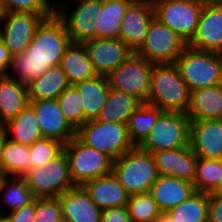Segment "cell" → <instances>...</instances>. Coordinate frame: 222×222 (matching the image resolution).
<instances>
[{
	"mask_svg": "<svg viewBox=\"0 0 222 222\" xmlns=\"http://www.w3.org/2000/svg\"><path fill=\"white\" fill-rule=\"evenodd\" d=\"M71 42L63 20L54 13L38 25L27 49L12 57L7 74L22 85L29 86L35 78L60 64Z\"/></svg>",
	"mask_w": 222,
	"mask_h": 222,
	"instance_id": "obj_1",
	"label": "cell"
},
{
	"mask_svg": "<svg viewBox=\"0 0 222 222\" xmlns=\"http://www.w3.org/2000/svg\"><path fill=\"white\" fill-rule=\"evenodd\" d=\"M191 91L175 63L154 64L147 104L163 112L186 113Z\"/></svg>",
	"mask_w": 222,
	"mask_h": 222,
	"instance_id": "obj_2",
	"label": "cell"
},
{
	"mask_svg": "<svg viewBox=\"0 0 222 222\" xmlns=\"http://www.w3.org/2000/svg\"><path fill=\"white\" fill-rule=\"evenodd\" d=\"M112 173L129 194L150 192L159 176L152 154L137 146L113 161Z\"/></svg>",
	"mask_w": 222,
	"mask_h": 222,
	"instance_id": "obj_3",
	"label": "cell"
},
{
	"mask_svg": "<svg viewBox=\"0 0 222 222\" xmlns=\"http://www.w3.org/2000/svg\"><path fill=\"white\" fill-rule=\"evenodd\" d=\"M175 64L190 91L222 83V53L187 46Z\"/></svg>",
	"mask_w": 222,
	"mask_h": 222,
	"instance_id": "obj_4",
	"label": "cell"
},
{
	"mask_svg": "<svg viewBox=\"0 0 222 222\" xmlns=\"http://www.w3.org/2000/svg\"><path fill=\"white\" fill-rule=\"evenodd\" d=\"M21 177L35 198L59 197L75 187L69 173V162L63 150L45 164L31 167Z\"/></svg>",
	"mask_w": 222,
	"mask_h": 222,
	"instance_id": "obj_5",
	"label": "cell"
},
{
	"mask_svg": "<svg viewBox=\"0 0 222 222\" xmlns=\"http://www.w3.org/2000/svg\"><path fill=\"white\" fill-rule=\"evenodd\" d=\"M190 118L186 113L162 112L147 137L137 146L153 153L190 146Z\"/></svg>",
	"mask_w": 222,
	"mask_h": 222,
	"instance_id": "obj_6",
	"label": "cell"
},
{
	"mask_svg": "<svg viewBox=\"0 0 222 222\" xmlns=\"http://www.w3.org/2000/svg\"><path fill=\"white\" fill-rule=\"evenodd\" d=\"M76 137L85 145L108 155L113 161L134 146L128 137L127 124L86 121L76 130Z\"/></svg>",
	"mask_w": 222,
	"mask_h": 222,
	"instance_id": "obj_7",
	"label": "cell"
},
{
	"mask_svg": "<svg viewBox=\"0 0 222 222\" xmlns=\"http://www.w3.org/2000/svg\"><path fill=\"white\" fill-rule=\"evenodd\" d=\"M69 162L70 177L75 186H82L112 172L113 160L97 149L89 147L76 136L63 145Z\"/></svg>",
	"mask_w": 222,
	"mask_h": 222,
	"instance_id": "obj_8",
	"label": "cell"
},
{
	"mask_svg": "<svg viewBox=\"0 0 222 222\" xmlns=\"http://www.w3.org/2000/svg\"><path fill=\"white\" fill-rule=\"evenodd\" d=\"M153 65L146 58L132 53L107 76L109 87L132 95L147 104Z\"/></svg>",
	"mask_w": 222,
	"mask_h": 222,
	"instance_id": "obj_9",
	"label": "cell"
},
{
	"mask_svg": "<svg viewBox=\"0 0 222 222\" xmlns=\"http://www.w3.org/2000/svg\"><path fill=\"white\" fill-rule=\"evenodd\" d=\"M188 46L176 32L154 17L142 49L137 53L153 64L175 63Z\"/></svg>",
	"mask_w": 222,
	"mask_h": 222,
	"instance_id": "obj_10",
	"label": "cell"
},
{
	"mask_svg": "<svg viewBox=\"0 0 222 222\" xmlns=\"http://www.w3.org/2000/svg\"><path fill=\"white\" fill-rule=\"evenodd\" d=\"M155 17L188 44L195 36L203 7L192 0H159L153 3Z\"/></svg>",
	"mask_w": 222,
	"mask_h": 222,
	"instance_id": "obj_11",
	"label": "cell"
},
{
	"mask_svg": "<svg viewBox=\"0 0 222 222\" xmlns=\"http://www.w3.org/2000/svg\"><path fill=\"white\" fill-rule=\"evenodd\" d=\"M72 2L74 4L77 2L72 10L68 6L70 3L65 1L55 7V13L63 20L71 41L84 43L95 39V20L103 0H72Z\"/></svg>",
	"mask_w": 222,
	"mask_h": 222,
	"instance_id": "obj_12",
	"label": "cell"
},
{
	"mask_svg": "<svg viewBox=\"0 0 222 222\" xmlns=\"http://www.w3.org/2000/svg\"><path fill=\"white\" fill-rule=\"evenodd\" d=\"M43 19L35 13H3L0 18V37L12 57L27 49Z\"/></svg>",
	"mask_w": 222,
	"mask_h": 222,
	"instance_id": "obj_13",
	"label": "cell"
},
{
	"mask_svg": "<svg viewBox=\"0 0 222 222\" xmlns=\"http://www.w3.org/2000/svg\"><path fill=\"white\" fill-rule=\"evenodd\" d=\"M154 17V7L151 2L134 0L128 6L120 24L118 38L127 44L132 53H138L142 49L148 26Z\"/></svg>",
	"mask_w": 222,
	"mask_h": 222,
	"instance_id": "obj_14",
	"label": "cell"
},
{
	"mask_svg": "<svg viewBox=\"0 0 222 222\" xmlns=\"http://www.w3.org/2000/svg\"><path fill=\"white\" fill-rule=\"evenodd\" d=\"M83 44L97 75L108 76L132 54L119 38H95Z\"/></svg>",
	"mask_w": 222,
	"mask_h": 222,
	"instance_id": "obj_15",
	"label": "cell"
},
{
	"mask_svg": "<svg viewBox=\"0 0 222 222\" xmlns=\"http://www.w3.org/2000/svg\"><path fill=\"white\" fill-rule=\"evenodd\" d=\"M29 105L36 113L43 137L66 144L76 136V129L65 118L57 99L29 101Z\"/></svg>",
	"mask_w": 222,
	"mask_h": 222,
	"instance_id": "obj_16",
	"label": "cell"
},
{
	"mask_svg": "<svg viewBox=\"0 0 222 222\" xmlns=\"http://www.w3.org/2000/svg\"><path fill=\"white\" fill-rule=\"evenodd\" d=\"M190 147L199 158L222 159V119L191 121Z\"/></svg>",
	"mask_w": 222,
	"mask_h": 222,
	"instance_id": "obj_17",
	"label": "cell"
},
{
	"mask_svg": "<svg viewBox=\"0 0 222 222\" xmlns=\"http://www.w3.org/2000/svg\"><path fill=\"white\" fill-rule=\"evenodd\" d=\"M159 175L176 177L193 183L198 157L191 147L153 152Z\"/></svg>",
	"mask_w": 222,
	"mask_h": 222,
	"instance_id": "obj_18",
	"label": "cell"
},
{
	"mask_svg": "<svg viewBox=\"0 0 222 222\" xmlns=\"http://www.w3.org/2000/svg\"><path fill=\"white\" fill-rule=\"evenodd\" d=\"M188 46L197 50L222 53V5L202 8L196 34Z\"/></svg>",
	"mask_w": 222,
	"mask_h": 222,
	"instance_id": "obj_19",
	"label": "cell"
},
{
	"mask_svg": "<svg viewBox=\"0 0 222 222\" xmlns=\"http://www.w3.org/2000/svg\"><path fill=\"white\" fill-rule=\"evenodd\" d=\"M58 198L64 222H100L102 210L82 186H75Z\"/></svg>",
	"mask_w": 222,
	"mask_h": 222,
	"instance_id": "obj_20",
	"label": "cell"
},
{
	"mask_svg": "<svg viewBox=\"0 0 222 222\" xmlns=\"http://www.w3.org/2000/svg\"><path fill=\"white\" fill-rule=\"evenodd\" d=\"M82 187L101 210L126 206L130 195L112 172L87 181Z\"/></svg>",
	"mask_w": 222,
	"mask_h": 222,
	"instance_id": "obj_21",
	"label": "cell"
},
{
	"mask_svg": "<svg viewBox=\"0 0 222 222\" xmlns=\"http://www.w3.org/2000/svg\"><path fill=\"white\" fill-rule=\"evenodd\" d=\"M150 193L163 214L196 193L194 184L176 177L159 175Z\"/></svg>",
	"mask_w": 222,
	"mask_h": 222,
	"instance_id": "obj_22",
	"label": "cell"
},
{
	"mask_svg": "<svg viewBox=\"0 0 222 222\" xmlns=\"http://www.w3.org/2000/svg\"><path fill=\"white\" fill-rule=\"evenodd\" d=\"M186 115L190 121L222 119V83L191 91Z\"/></svg>",
	"mask_w": 222,
	"mask_h": 222,
	"instance_id": "obj_23",
	"label": "cell"
},
{
	"mask_svg": "<svg viewBox=\"0 0 222 222\" xmlns=\"http://www.w3.org/2000/svg\"><path fill=\"white\" fill-rule=\"evenodd\" d=\"M81 96L84 110V123L97 119L104 107L110 90L107 76L97 75L94 78L77 82L73 85Z\"/></svg>",
	"mask_w": 222,
	"mask_h": 222,
	"instance_id": "obj_24",
	"label": "cell"
},
{
	"mask_svg": "<svg viewBox=\"0 0 222 222\" xmlns=\"http://www.w3.org/2000/svg\"><path fill=\"white\" fill-rule=\"evenodd\" d=\"M29 104L27 86L7 73L0 74V112L2 130L5 122L17 116Z\"/></svg>",
	"mask_w": 222,
	"mask_h": 222,
	"instance_id": "obj_25",
	"label": "cell"
},
{
	"mask_svg": "<svg viewBox=\"0 0 222 222\" xmlns=\"http://www.w3.org/2000/svg\"><path fill=\"white\" fill-rule=\"evenodd\" d=\"M3 131L7 139L26 146L43 137L36 113L29 104L16 117L5 122Z\"/></svg>",
	"mask_w": 222,
	"mask_h": 222,
	"instance_id": "obj_26",
	"label": "cell"
},
{
	"mask_svg": "<svg viewBox=\"0 0 222 222\" xmlns=\"http://www.w3.org/2000/svg\"><path fill=\"white\" fill-rule=\"evenodd\" d=\"M59 66L71 85L97 76L83 43L71 42L61 58Z\"/></svg>",
	"mask_w": 222,
	"mask_h": 222,
	"instance_id": "obj_27",
	"label": "cell"
},
{
	"mask_svg": "<svg viewBox=\"0 0 222 222\" xmlns=\"http://www.w3.org/2000/svg\"><path fill=\"white\" fill-rule=\"evenodd\" d=\"M143 103L125 92L110 88L104 107L97 120L111 123L127 124L129 117Z\"/></svg>",
	"mask_w": 222,
	"mask_h": 222,
	"instance_id": "obj_28",
	"label": "cell"
},
{
	"mask_svg": "<svg viewBox=\"0 0 222 222\" xmlns=\"http://www.w3.org/2000/svg\"><path fill=\"white\" fill-rule=\"evenodd\" d=\"M70 85L61 67L53 66L27 86L29 101L57 99Z\"/></svg>",
	"mask_w": 222,
	"mask_h": 222,
	"instance_id": "obj_29",
	"label": "cell"
},
{
	"mask_svg": "<svg viewBox=\"0 0 222 222\" xmlns=\"http://www.w3.org/2000/svg\"><path fill=\"white\" fill-rule=\"evenodd\" d=\"M134 0H103L96 16L95 38H118L121 21Z\"/></svg>",
	"mask_w": 222,
	"mask_h": 222,
	"instance_id": "obj_30",
	"label": "cell"
},
{
	"mask_svg": "<svg viewBox=\"0 0 222 222\" xmlns=\"http://www.w3.org/2000/svg\"><path fill=\"white\" fill-rule=\"evenodd\" d=\"M34 199L35 197L32 191L26 185V182L22 177L6 176L0 180L1 215L17 210L32 202ZM5 209L6 211H4Z\"/></svg>",
	"mask_w": 222,
	"mask_h": 222,
	"instance_id": "obj_31",
	"label": "cell"
},
{
	"mask_svg": "<svg viewBox=\"0 0 222 222\" xmlns=\"http://www.w3.org/2000/svg\"><path fill=\"white\" fill-rule=\"evenodd\" d=\"M165 215L172 222H208V193H194Z\"/></svg>",
	"mask_w": 222,
	"mask_h": 222,
	"instance_id": "obj_32",
	"label": "cell"
},
{
	"mask_svg": "<svg viewBox=\"0 0 222 222\" xmlns=\"http://www.w3.org/2000/svg\"><path fill=\"white\" fill-rule=\"evenodd\" d=\"M163 111L149 104H142L129 117L128 137L133 146H138L148 135L156 119Z\"/></svg>",
	"mask_w": 222,
	"mask_h": 222,
	"instance_id": "obj_33",
	"label": "cell"
},
{
	"mask_svg": "<svg viewBox=\"0 0 222 222\" xmlns=\"http://www.w3.org/2000/svg\"><path fill=\"white\" fill-rule=\"evenodd\" d=\"M2 155L6 176L21 177L31 168L29 146L6 139Z\"/></svg>",
	"mask_w": 222,
	"mask_h": 222,
	"instance_id": "obj_34",
	"label": "cell"
},
{
	"mask_svg": "<svg viewBox=\"0 0 222 222\" xmlns=\"http://www.w3.org/2000/svg\"><path fill=\"white\" fill-rule=\"evenodd\" d=\"M126 207L132 222H155L163 215L150 192L130 194Z\"/></svg>",
	"mask_w": 222,
	"mask_h": 222,
	"instance_id": "obj_35",
	"label": "cell"
},
{
	"mask_svg": "<svg viewBox=\"0 0 222 222\" xmlns=\"http://www.w3.org/2000/svg\"><path fill=\"white\" fill-rule=\"evenodd\" d=\"M222 180V159L199 158L196 164L194 187L196 192L211 193Z\"/></svg>",
	"mask_w": 222,
	"mask_h": 222,
	"instance_id": "obj_36",
	"label": "cell"
},
{
	"mask_svg": "<svg viewBox=\"0 0 222 222\" xmlns=\"http://www.w3.org/2000/svg\"><path fill=\"white\" fill-rule=\"evenodd\" d=\"M65 118L77 130L84 124V110L81 105V96L77 89L70 85L57 98Z\"/></svg>",
	"mask_w": 222,
	"mask_h": 222,
	"instance_id": "obj_37",
	"label": "cell"
},
{
	"mask_svg": "<svg viewBox=\"0 0 222 222\" xmlns=\"http://www.w3.org/2000/svg\"><path fill=\"white\" fill-rule=\"evenodd\" d=\"M1 7L4 13H35L44 19L55 13V6L49 0H1Z\"/></svg>",
	"mask_w": 222,
	"mask_h": 222,
	"instance_id": "obj_38",
	"label": "cell"
},
{
	"mask_svg": "<svg viewBox=\"0 0 222 222\" xmlns=\"http://www.w3.org/2000/svg\"><path fill=\"white\" fill-rule=\"evenodd\" d=\"M63 143L53 138L42 137L29 146L31 167L40 166L54 159L62 150Z\"/></svg>",
	"mask_w": 222,
	"mask_h": 222,
	"instance_id": "obj_39",
	"label": "cell"
},
{
	"mask_svg": "<svg viewBox=\"0 0 222 222\" xmlns=\"http://www.w3.org/2000/svg\"><path fill=\"white\" fill-rule=\"evenodd\" d=\"M33 222H64L59 198H36Z\"/></svg>",
	"mask_w": 222,
	"mask_h": 222,
	"instance_id": "obj_40",
	"label": "cell"
},
{
	"mask_svg": "<svg viewBox=\"0 0 222 222\" xmlns=\"http://www.w3.org/2000/svg\"><path fill=\"white\" fill-rule=\"evenodd\" d=\"M36 213V198L23 207L4 214L7 222H33Z\"/></svg>",
	"mask_w": 222,
	"mask_h": 222,
	"instance_id": "obj_41",
	"label": "cell"
},
{
	"mask_svg": "<svg viewBox=\"0 0 222 222\" xmlns=\"http://www.w3.org/2000/svg\"><path fill=\"white\" fill-rule=\"evenodd\" d=\"M100 222H132L126 206L102 210Z\"/></svg>",
	"mask_w": 222,
	"mask_h": 222,
	"instance_id": "obj_42",
	"label": "cell"
},
{
	"mask_svg": "<svg viewBox=\"0 0 222 222\" xmlns=\"http://www.w3.org/2000/svg\"><path fill=\"white\" fill-rule=\"evenodd\" d=\"M208 222H222V197L208 196Z\"/></svg>",
	"mask_w": 222,
	"mask_h": 222,
	"instance_id": "obj_43",
	"label": "cell"
},
{
	"mask_svg": "<svg viewBox=\"0 0 222 222\" xmlns=\"http://www.w3.org/2000/svg\"><path fill=\"white\" fill-rule=\"evenodd\" d=\"M12 64V56L4 46L0 37V74L8 73Z\"/></svg>",
	"mask_w": 222,
	"mask_h": 222,
	"instance_id": "obj_44",
	"label": "cell"
},
{
	"mask_svg": "<svg viewBox=\"0 0 222 222\" xmlns=\"http://www.w3.org/2000/svg\"><path fill=\"white\" fill-rule=\"evenodd\" d=\"M6 139L7 137H6L5 132L3 130H0V180L6 177L3 170V155H2Z\"/></svg>",
	"mask_w": 222,
	"mask_h": 222,
	"instance_id": "obj_45",
	"label": "cell"
},
{
	"mask_svg": "<svg viewBox=\"0 0 222 222\" xmlns=\"http://www.w3.org/2000/svg\"><path fill=\"white\" fill-rule=\"evenodd\" d=\"M201 7L222 5V0H192Z\"/></svg>",
	"mask_w": 222,
	"mask_h": 222,
	"instance_id": "obj_46",
	"label": "cell"
},
{
	"mask_svg": "<svg viewBox=\"0 0 222 222\" xmlns=\"http://www.w3.org/2000/svg\"><path fill=\"white\" fill-rule=\"evenodd\" d=\"M208 196L222 197V180H221L220 183L213 189V191L208 194Z\"/></svg>",
	"mask_w": 222,
	"mask_h": 222,
	"instance_id": "obj_47",
	"label": "cell"
},
{
	"mask_svg": "<svg viewBox=\"0 0 222 222\" xmlns=\"http://www.w3.org/2000/svg\"><path fill=\"white\" fill-rule=\"evenodd\" d=\"M155 222H172L165 214H163L159 219H157Z\"/></svg>",
	"mask_w": 222,
	"mask_h": 222,
	"instance_id": "obj_48",
	"label": "cell"
},
{
	"mask_svg": "<svg viewBox=\"0 0 222 222\" xmlns=\"http://www.w3.org/2000/svg\"><path fill=\"white\" fill-rule=\"evenodd\" d=\"M0 222H7V219L4 215L0 214Z\"/></svg>",
	"mask_w": 222,
	"mask_h": 222,
	"instance_id": "obj_49",
	"label": "cell"
},
{
	"mask_svg": "<svg viewBox=\"0 0 222 222\" xmlns=\"http://www.w3.org/2000/svg\"><path fill=\"white\" fill-rule=\"evenodd\" d=\"M55 7L58 5V1H56V0H49Z\"/></svg>",
	"mask_w": 222,
	"mask_h": 222,
	"instance_id": "obj_50",
	"label": "cell"
},
{
	"mask_svg": "<svg viewBox=\"0 0 222 222\" xmlns=\"http://www.w3.org/2000/svg\"><path fill=\"white\" fill-rule=\"evenodd\" d=\"M3 10H2V7H1V0H0V18L2 17V15H3Z\"/></svg>",
	"mask_w": 222,
	"mask_h": 222,
	"instance_id": "obj_51",
	"label": "cell"
},
{
	"mask_svg": "<svg viewBox=\"0 0 222 222\" xmlns=\"http://www.w3.org/2000/svg\"><path fill=\"white\" fill-rule=\"evenodd\" d=\"M0 130H2V114L0 112Z\"/></svg>",
	"mask_w": 222,
	"mask_h": 222,
	"instance_id": "obj_52",
	"label": "cell"
},
{
	"mask_svg": "<svg viewBox=\"0 0 222 222\" xmlns=\"http://www.w3.org/2000/svg\"><path fill=\"white\" fill-rule=\"evenodd\" d=\"M146 1L151 2L153 4V3H155V2H157L159 0H146Z\"/></svg>",
	"mask_w": 222,
	"mask_h": 222,
	"instance_id": "obj_53",
	"label": "cell"
}]
</instances>
